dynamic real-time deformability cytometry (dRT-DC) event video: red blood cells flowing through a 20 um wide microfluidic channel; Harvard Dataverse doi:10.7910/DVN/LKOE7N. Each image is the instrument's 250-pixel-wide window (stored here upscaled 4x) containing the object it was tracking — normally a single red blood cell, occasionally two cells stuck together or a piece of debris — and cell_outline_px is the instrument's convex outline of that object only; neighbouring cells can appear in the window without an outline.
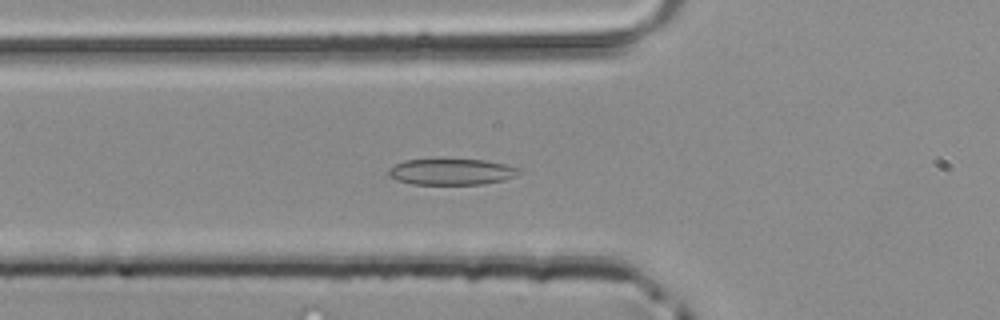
{"species": "common noctule bat (a hibernating species)", "species_latin": "Nyctalus noctula", "temperature_condition": "room temperature", "stored_images_in_passage": 42, "camera_frame_rate_fps": 3000, "um_per_image_px": 0.085, "animal": {"sex": "male", "body_mass_g": 20.4}, "frame": {"image": 1, "passage_image": 14, "time_ms": 4.333, "image_size_px": [1000, 320], "cell_outline_px": [[520, 168], [516, 176], [504, 180], [484, 184], [412, 184], [396, 180], [388, 176], [388, 168], [404, 160], [484, 160], [504, 164]], "centroid_in_image_um": [38.35, 14.61], "position_along_channel_um": 87.5, "area_um2": 19.71}}
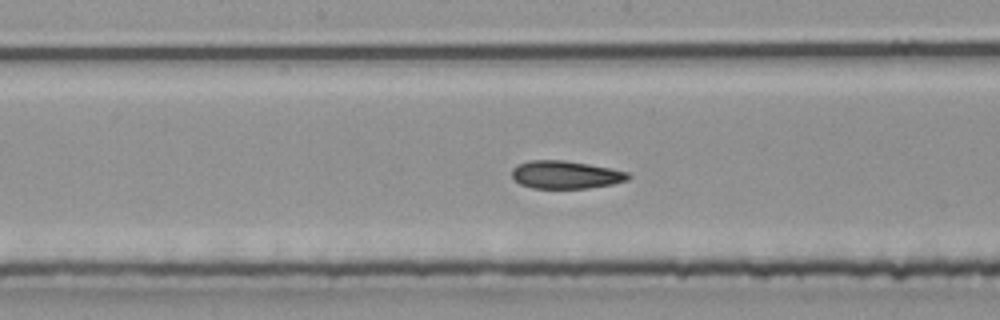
{"frame": {"image": 2, "passage_image": 22, "time_ms": 7.0, "image_size_px": [1000, 320], "cell_outline_px": [[632, 176], [628, 180], [612, 184], [588, 188], [532, 188], [520, 184], [512, 176], [512, 168], [516, 164], [528, 160], [564, 160], [588, 164], [628, 172]], "centroid_in_image_um": [48.06, 14.85], "position_along_channel_um": 200.1, "area_um2": 18.9}}
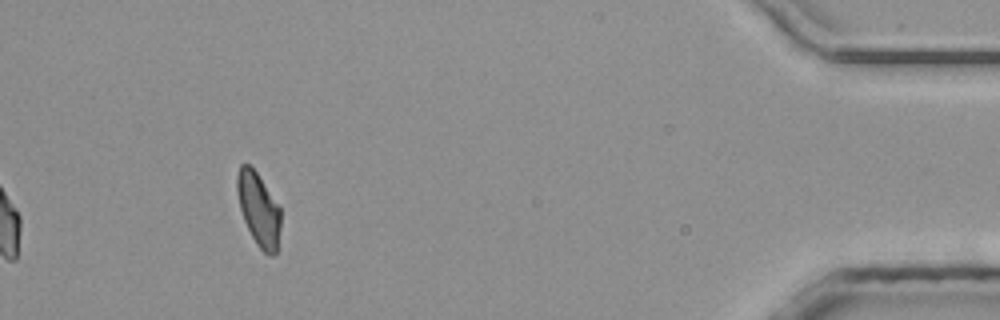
{"frame": {"image": 3, "passage_image": 42, "time_ms": 13.667, "image_size_px": [1000, 320], "cell_outline_px": [[280, 228], [276, 252], [272, 256], [268, 256], [256, 244], [244, 220], [240, 208], [236, 188], [236, 176], [240, 164], [248, 164], [256, 172], [280, 208]], "centroid_in_image_um": [21.97, 17.8], "position_along_channel_um": 413.2, "area_um2": 18.32}}